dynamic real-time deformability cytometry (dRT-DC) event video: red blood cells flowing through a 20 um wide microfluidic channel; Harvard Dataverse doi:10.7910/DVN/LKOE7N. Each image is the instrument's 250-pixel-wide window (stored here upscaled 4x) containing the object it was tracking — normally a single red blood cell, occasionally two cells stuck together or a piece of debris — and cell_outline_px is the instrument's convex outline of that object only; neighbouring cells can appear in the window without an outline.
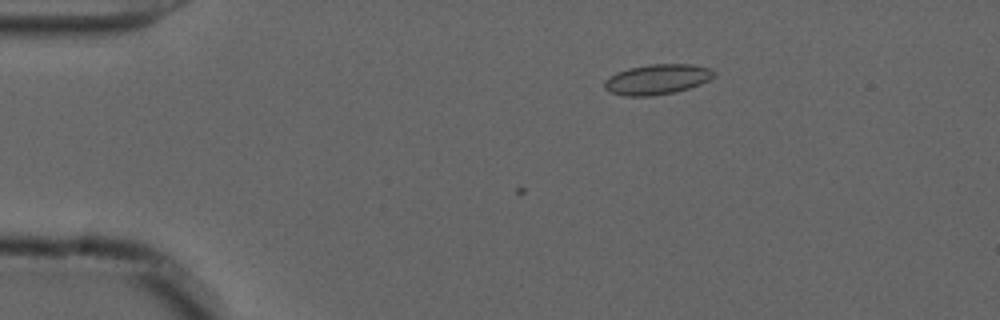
{"species": "common noctule bat (a hibernating species)", "species_latin": "Nyctalus noctula", "temperature_condition": "cold", "stored_images_in_passage": 10, "camera_frame_rate_fps": 3000, "um_per_image_px": 0.085, "animal": {"sex": "male", "forearm_length_mm": 52.5}, "frame": {"image": 1, "passage_image": 10, "time_ms": 3.0, "image_size_px": [1000, 320], "cell_outline_px": [[716, 76], [700, 84], [676, 92], [652, 96], [624, 96], [608, 92], [604, 88], [604, 80], [616, 72], [628, 68], [648, 64], [692, 64], [712, 68], [716, 72]], "centroid_in_image_um": [55.85, 6.74], "position_along_channel_um": 29.1, "area_um2": 19.59}}